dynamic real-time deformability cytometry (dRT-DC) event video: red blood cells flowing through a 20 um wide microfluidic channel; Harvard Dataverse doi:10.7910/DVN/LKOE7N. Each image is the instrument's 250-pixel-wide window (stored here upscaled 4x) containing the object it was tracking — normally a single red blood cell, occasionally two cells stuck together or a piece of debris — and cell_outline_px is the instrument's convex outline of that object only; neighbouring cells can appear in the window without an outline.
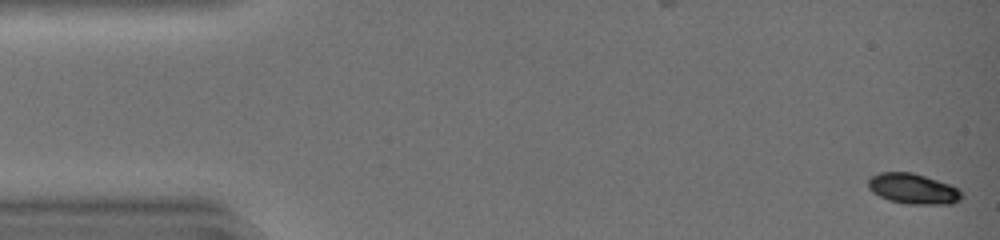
{"species": "common noctule bat (a hibernating species)", "species_latin": "Nyctalus noctula", "temperature_condition": "warm", "stored_images_in_passage": 45, "camera_frame_rate_fps": 3000, "um_per_image_px": 0.085, "animal": {"sex": "female", "body_mass_g": 19.0, "forearm_length_mm": 51.5}, "frame": {"image": 1, "passage_image": 1, "time_ms": 0.0, "image_size_px": [1000, 240], "cell_outline_px": [[964, 196], [960, 200], [952, 204], [908, 204], [888, 200], [872, 192], [868, 188], [868, 180], [872, 176], [880, 172], [912, 172], [960, 188]], "centroid_in_image_um": [77.63, 16.05], "position_along_channel_um": 7.4, "area_um2": 16.65}}
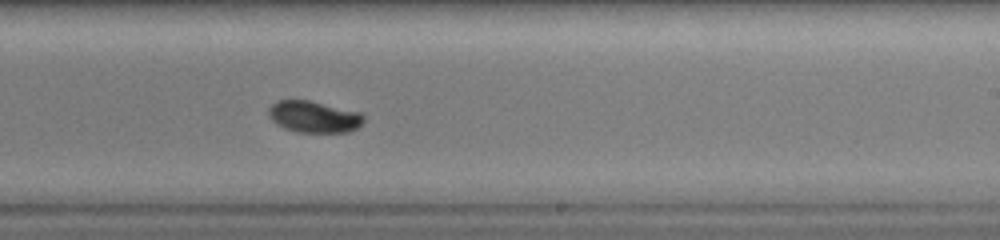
{"frame": {"image": 2, "passage_image": 28, "time_ms": 9.0, "image_size_px": [1000, 240], "cell_outline_px": [[364, 120], [356, 128], [348, 132], [296, 132], [284, 128], [276, 124], [268, 116], [268, 108], [276, 100], [308, 100], [360, 112], [364, 116]], "centroid_in_image_um": [26.64, 9.92], "position_along_channel_um": 262.4, "area_um2": 17.51}}
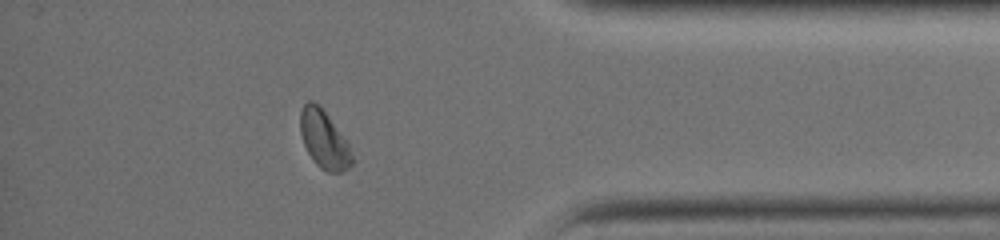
{"frame": {"image": 3, "passage_image": 39, "time_ms": 12.667, "image_size_px": [1000, 240], "cell_outline_px": [[352, 164], [348, 168], [340, 172], [328, 172], [320, 168], [312, 160], [304, 144], [300, 132], [300, 112], [304, 104], [308, 100], [312, 100], [320, 104], [348, 144], [352, 156]], "centroid_in_image_um": [27.51, 11.83], "position_along_channel_um": 407.7, "area_um2": 17.34}, "authors_computed_cell_mechanics": {"area_um2": 17.5134, "velocity_mm_per_s": 4.3381, "shape_relaxation_time_tau1_ms": 1.6916, "shape_relaxation_time_tau2_ms": null, "deformation_change_tau1": 0.0994, "deformation_change_tau2": null}}